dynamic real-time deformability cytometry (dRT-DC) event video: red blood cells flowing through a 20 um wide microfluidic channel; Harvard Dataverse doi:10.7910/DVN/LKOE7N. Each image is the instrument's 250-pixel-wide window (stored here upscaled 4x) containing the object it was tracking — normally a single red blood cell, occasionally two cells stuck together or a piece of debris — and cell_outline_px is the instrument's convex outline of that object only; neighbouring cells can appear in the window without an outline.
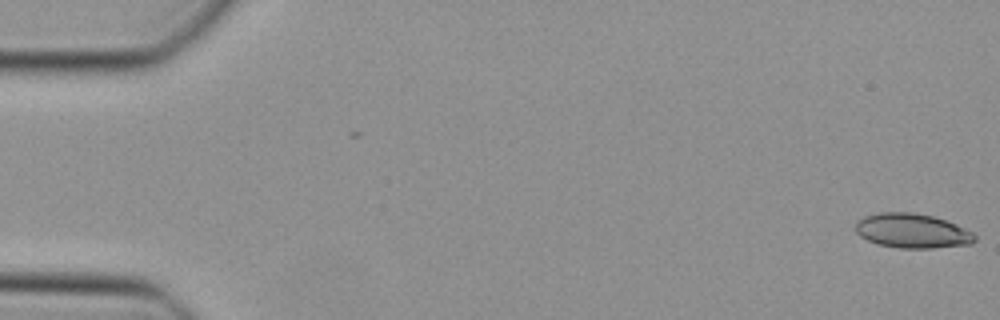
{"species": "Egyptian fruit bat (a non-hibernating species)", "species_latin": "Rousettus aegyptiacus", "temperature_condition": "cold", "stored_images_in_passage": 3, "camera_frame_rate_fps": 3000, "um_per_image_px": 0.085, "animal": {"sex": "female"}, "frame": {"image": 1, "passage_image": 3, "time_ms": 0.667, "image_size_px": [1000, 320], "cell_outline_px": [[976, 240], [972, 244], [932, 248], [900, 248], [876, 244], [860, 236], [856, 232], [856, 220], [864, 216], [880, 212], [912, 212], [932, 216], [956, 224], [972, 232], [976, 236]], "centroid_in_image_um": [77.52, 19.62], "position_along_channel_um": 7.5, "area_um2": 24.04}}